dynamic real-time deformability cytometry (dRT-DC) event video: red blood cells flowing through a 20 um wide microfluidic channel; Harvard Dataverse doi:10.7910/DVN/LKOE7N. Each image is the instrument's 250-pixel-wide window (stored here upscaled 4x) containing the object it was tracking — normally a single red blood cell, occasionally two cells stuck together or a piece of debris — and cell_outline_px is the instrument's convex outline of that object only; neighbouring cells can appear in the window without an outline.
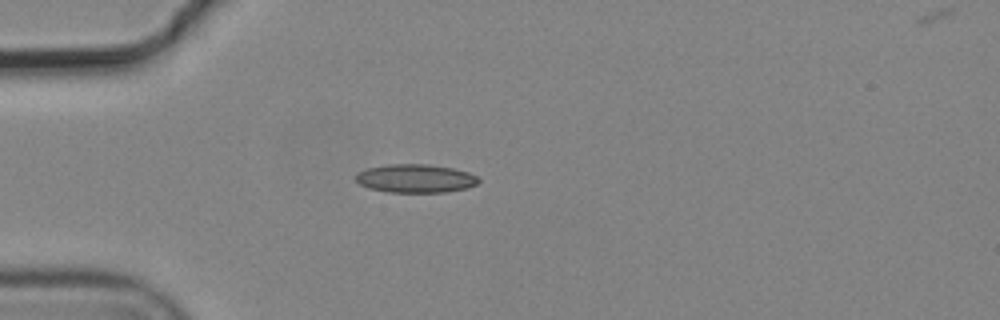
{"species": "common noctule bat (a hibernating species)", "species_latin": "Nyctalus noctula", "temperature_condition": "cold", "stored_images_in_passage": 6, "camera_frame_rate_fps": 3000, "um_per_image_px": 0.085, "animal": {"sex": "male", "body_mass_g": 19.2, "forearm_length_mm": 51.8}, "frame": {"image": 1, "passage_image": 5, "time_ms": 1.333, "image_size_px": [1000, 320], "cell_outline_px": [[480, 180], [476, 184], [468, 188], [444, 192], [388, 192], [368, 188], [360, 184], [356, 180], [356, 176], [360, 172], [368, 168], [388, 164], [428, 164], [452, 168], [468, 172], [476, 176]], "centroid_in_image_um": [35.33, 15.17], "position_along_channel_um": 49.7, "area_um2": 20.23}}